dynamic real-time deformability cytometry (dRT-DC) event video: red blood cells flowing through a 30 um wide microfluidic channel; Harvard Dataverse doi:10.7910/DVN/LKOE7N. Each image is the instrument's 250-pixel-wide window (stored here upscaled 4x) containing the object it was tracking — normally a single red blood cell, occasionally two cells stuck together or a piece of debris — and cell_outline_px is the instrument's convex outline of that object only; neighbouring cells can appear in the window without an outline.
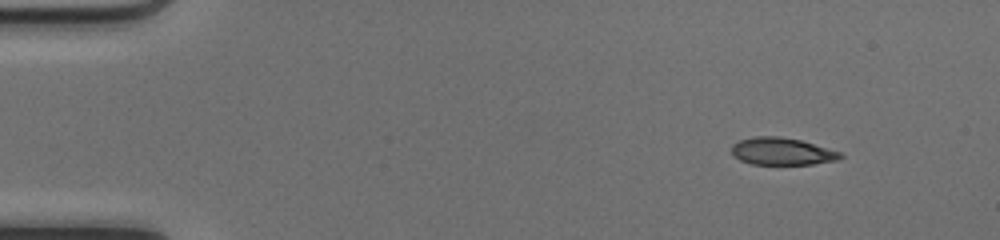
{"species": "common noctule bat (a hibernating species)", "species_latin": "Nyctalus noctula", "temperature_condition": "cold", "stored_images_in_passage": 32, "camera_frame_rate_fps": 3000, "um_per_image_px": 0.085, "animal": {"sex": "female", "body_mass_g": 17.0, "forearm_length_mm": 48.0}, "frame": {"image": 1, "passage_image": 5, "time_ms": 1.333, "image_size_px": [1000, 240], "cell_outline_px": [[844, 156], [836, 160], [812, 164], [752, 164], [740, 160], [732, 156], [732, 144], [740, 140], [756, 136], [780, 136], [800, 140], [844, 152]], "centroid_in_image_um": [66.48, 12.86], "position_along_channel_um": 18.5, "area_um2": 17.4}}
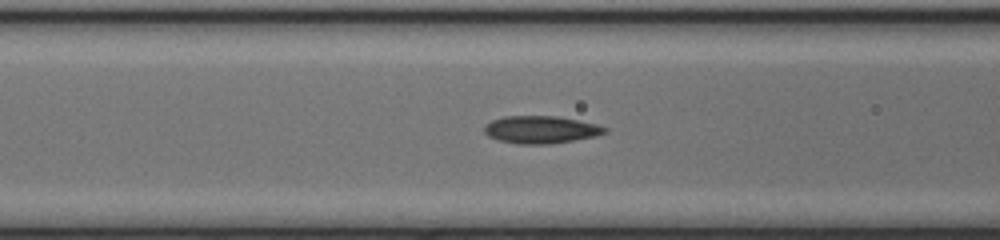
{"frame": {"image": 2, "passage_image": 20, "time_ms": 6.333, "image_size_px": [1000, 240], "cell_outline_px": [[608, 132], [596, 136], [552, 144], [516, 144], [500, 140], [488, 136], [484, 132], [484, 124], [492, 120], [504, 116], [556, 116], [596, 124], [608, 128]], "centroid_in_image_um": [45.96, 11.02], "position_along_channel_um": 120.6, "area_um2": 19.36}}
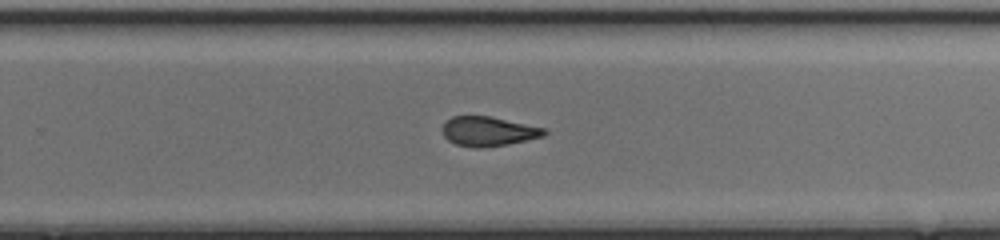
{"frame": {"image": 3, "passage_image": 32, "time_ms": 10.333, "image_size_px": [1000, 240], "cell_outline_px": [[548, 132], [544, 136], [508, 144], [484, 148], [476, 148], [456, 144], [448, 140], [444, 136], [444, 124], [452, 116], [488, 116], [548, 128]], "centroid_in_image_um": [41.56, 11.17], "position_along_channel_um": 288.2, "area_um2": 17.46}}